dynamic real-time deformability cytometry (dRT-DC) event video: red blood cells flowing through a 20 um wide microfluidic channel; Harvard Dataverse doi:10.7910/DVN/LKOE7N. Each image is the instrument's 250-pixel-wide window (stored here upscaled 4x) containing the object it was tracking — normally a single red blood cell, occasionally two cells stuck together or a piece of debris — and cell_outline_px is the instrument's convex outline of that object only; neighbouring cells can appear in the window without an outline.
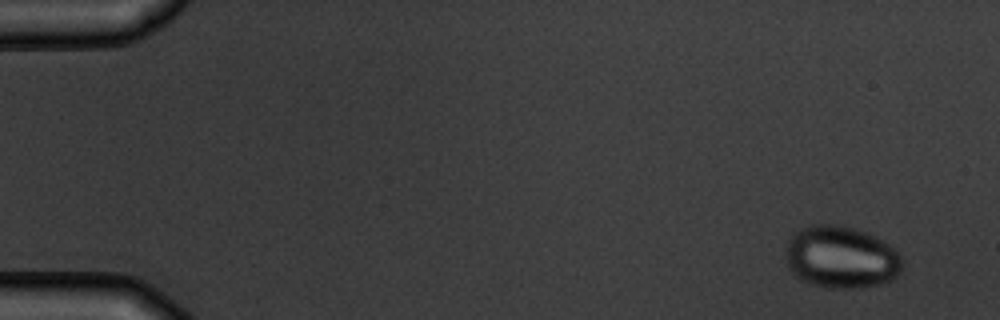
{"species": "common noctule bat (a hibernating species)", "species_latin": "Nyctalus noctula", "temperature_condition": "warm", "stored_images_in_passage": 5, "camera_frame_rate_fps": 3000, "um_per_image_px": 0.085, "animal": {"sex": "male", "body_mass_g": 19.5, "forearm_length_mm": 54.6}, "frame": {"image": 1, "passage_image": 1, "time_ms": 0.0, "image_size_px": [1000, 320], "cell_outline_px": [[904, 268], [892, 280], [880, 284], [860, 288], [828, 288], [812, 284], [796, 276], [788, 268], [788, 240], [800, 228], [812, 224], [840, 224], [856, 228], [868, 232], [884, 240], [896, 248], [904, 264]], "centroid_in_image_um": [71.57, 21.85], "position_along_channel_um": 13.4, "area_um2": 42.77}}
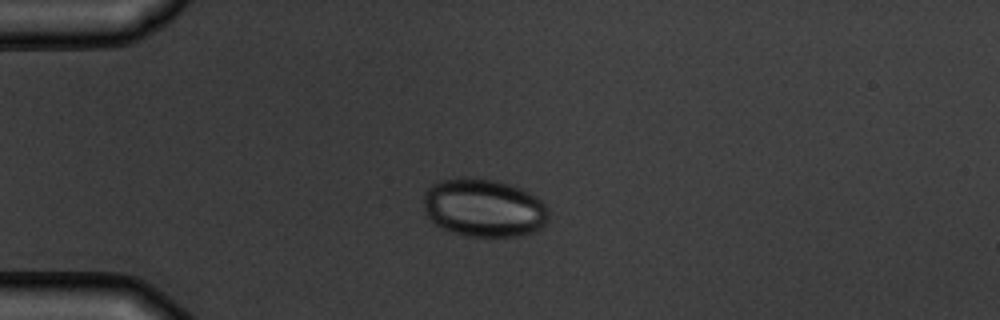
{"frame": {"image": 2, "passage_image": 4, "time_ms": 3.667, "image_size_px": [1000, 320], "cell_outline_px": [[548, 216], [544, 224], [536, 232], [516, 236], [464, 236], [440, 228], [432, 224], [428, 220], [424, 212], [424, 192], [432, 184], [440, 180], [460, 176], [480, 176], [496, 180], [520, 188], [536, 196], [548, 208]], "centroid_in_image_um": [41.07, 17.65], "position_along_channel_um": 43.9, "area_um2": 43.23}}